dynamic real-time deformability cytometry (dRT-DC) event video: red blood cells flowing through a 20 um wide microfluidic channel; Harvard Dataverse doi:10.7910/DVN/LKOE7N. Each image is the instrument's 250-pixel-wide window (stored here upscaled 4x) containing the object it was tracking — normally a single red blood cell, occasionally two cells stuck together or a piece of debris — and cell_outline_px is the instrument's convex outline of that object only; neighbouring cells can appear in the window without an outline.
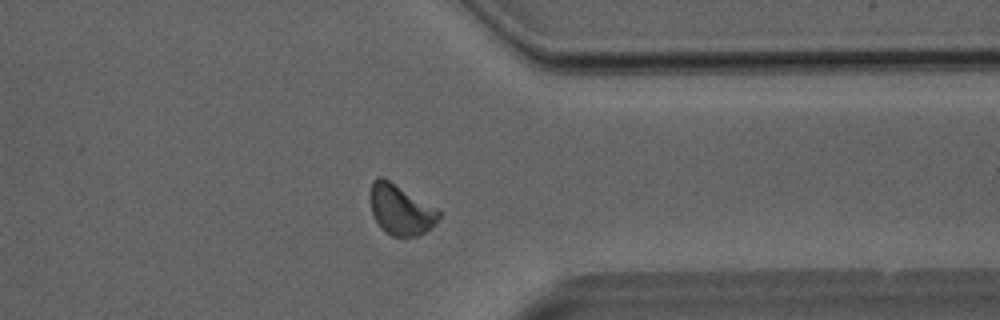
{"species": "Egyptian fruit bat (a non-hibernating species)", "species_latin": "Rousettus aegyptiacus", "temperature_condition": "room temperature", "stored_images_in_passage": 37, "camera_frame_rate_fps": 3000, "um_per_image_px": 0.085, "animal": {"sex": "male"}, "frame": {"image": 1, "passage_image": 29, "time_ms": 9.333, "image_size_px": [1000, 320], "cell_outline_px": [[444, 212], [436, 224], [424, 232], [416, 236], [392, 236], [384, 232], [376, 220], [372, 212], [368, 196], [372, 180], [376, 176], [384, 176]], "centroid_in_image_um": [34.05, 17.78], "position_along_channel_um": 377.3, "area_um2": 20.69}}
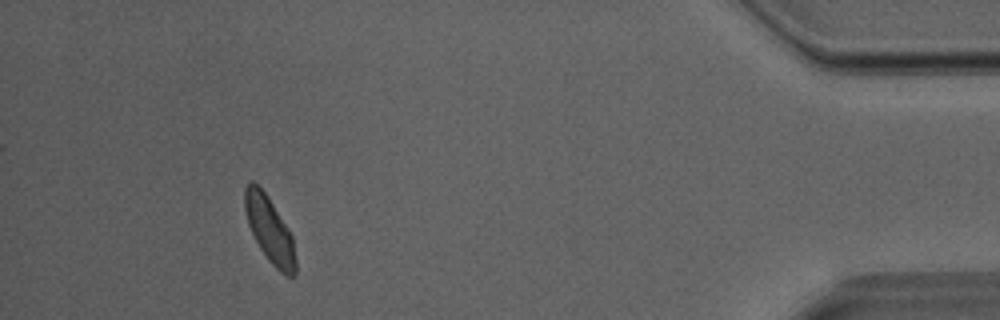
{"frame": {"image": 2, "passage_image": 34, "time_ms": 11.0, "image_size_px": [1000, 320], "cell_outline_px": [[296, 272], [292, 276], [288, 276], [280, 272], [268, 260], [260, 248], [248, 224], [244, 208], [244, 188], [252, 180], [268, 196], [288, 228], [292, 236], [296, 260]], "centroid_in_image_um": [22.92, 19.53], "position_along_channel_um": 412.3, "area_um2": 19.31}}